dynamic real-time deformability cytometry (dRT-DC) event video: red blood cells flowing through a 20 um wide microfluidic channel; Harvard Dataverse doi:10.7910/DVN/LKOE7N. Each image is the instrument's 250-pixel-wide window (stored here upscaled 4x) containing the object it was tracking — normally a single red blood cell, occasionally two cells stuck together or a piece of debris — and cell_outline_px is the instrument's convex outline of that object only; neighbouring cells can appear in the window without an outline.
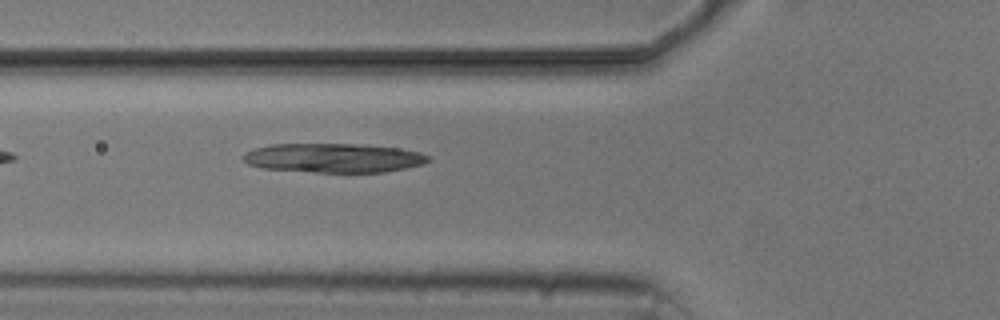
{"species": "common noctule bat (a hibernating species)", "species_latin": "Nyctalus noctula", "temperature_condition": "cold", "stored_images_in_passage": 5, "camera_frame_rate_fps": 3000, "um_per_image_px": 0.085, "animal": {"sex": "male", "body_mass_g": 20.5, "forearm_length_mm": 52.5}, "frame": {"image": 1, "passage_image": 5, "time_ms": 4.667, "image_size_px": [1000, 320], "cell_outline_px": [[432, 160], [424, 164], [384, 172], [316, 172], [264, 168], [248, 164], [240, 156], [244, 152], [256, 148], [272, 144], [364, 144], [400, 148], [420, 152], [428, 156]], "centroid_in_image_um": [28.37, 13.42], "position_along_channel_um": 97.4, "area_um2": 31.56}}